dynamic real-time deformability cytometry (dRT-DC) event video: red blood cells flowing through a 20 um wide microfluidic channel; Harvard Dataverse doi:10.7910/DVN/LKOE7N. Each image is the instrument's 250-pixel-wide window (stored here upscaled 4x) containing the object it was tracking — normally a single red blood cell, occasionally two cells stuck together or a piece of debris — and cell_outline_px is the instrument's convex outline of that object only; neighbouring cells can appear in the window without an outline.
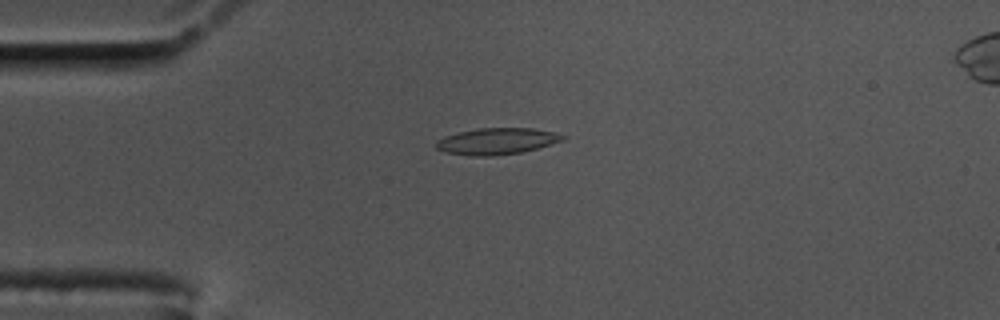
{"species": "common noctule bat (a hibernating species)", "species_latin": "Nyctalus noctula", "temperature_condition": "cold", "stored_images_in_passage": 25, "camera_frame_rate_fps": 3000, "um_per_image_px": 0.085, "animal": {"sex": "male", "body_mass_g": 17.5, "forearm_length_mm": 52.3}, "frame": {"image": 1, "passage_image": 14, "time_ms": 4.333, "image_size_px": [1000, 320], "cell_outline_px": [[568, 136], [564, 140], [536, 148], [520, 152], [492, 156], [468, 156], [444, 152], [436, 148], [436, 140], [444, 136], [476, 128], [532, 128], [552, 132]], "centroid_in_image_um": [42.19, 12.0], "position_along_channel_um": 42.8, "area_um2": 19.48}}
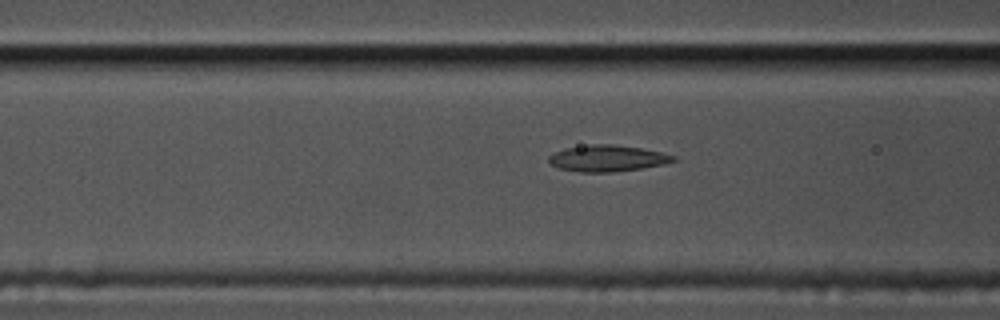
{"frame": {"image": 2, "passage_image": 22, "time_ms": 7.0, "image_size_px": [1000, 320], "cell_outline_px": [[676, 160], [664, 164], [640, 168], [612, 172], [580, 172], [560, 168], [548, 164], [548, 156], [552, 152], [564, 148], [588, 144], [612, 144], [640, 148], [664, 152], [676, 156]], "centroid_in_image_um": [51.59, 13.44], "position_along_channel_um": 115.0, "area_um2": 19.31}}
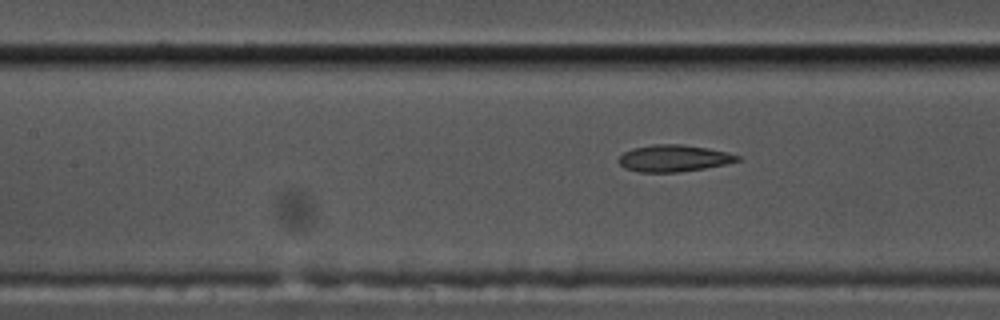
{"frame": {"image": 3, "passage_image": 25, "time_ms": 8.0, "image_size_px": [1000, 320], "cell_outline_px": [[740, 160], [724, 164], [704, 168], [676, 172], [640, 172], [624, 168], [620, 164], [620, 156], [624, 152], [632, 148], [652, 144], [684, 144], [708, 148], [728, 152], [740, 156]], "centroid_in_image_um": [57.26, 13.44], "position_along_channel_um": 150.1, "area_um2": 18.44}}